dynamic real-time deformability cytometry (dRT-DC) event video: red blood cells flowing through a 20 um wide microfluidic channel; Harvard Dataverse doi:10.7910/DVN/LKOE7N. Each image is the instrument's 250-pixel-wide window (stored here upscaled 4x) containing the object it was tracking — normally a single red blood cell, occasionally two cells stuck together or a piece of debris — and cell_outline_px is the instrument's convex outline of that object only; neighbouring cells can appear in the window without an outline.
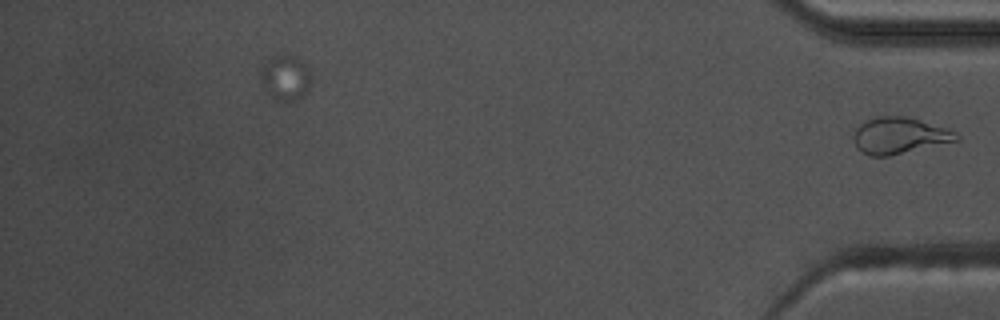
{"species": "common noctule bat (a hibernating species)", "species_latin": "Nyctalus noctula", "temperature_condition": "warm", "stored_images_in_passage": 41, "segment_of_instrument_passage": [2, 2], "camera_frame_rate_fps": 3000, "um_per_image_px": 0.085, "animal": {"sex": "male", "body_mass_g": 17.5, "forearm_length_mm": 52.3}, "frame": {"image": 1, "passage_image": 41, "time_ms": 13.333, "image_size_px": [1000, 320], "cell_outline_px": [[960, 140], [888, 156], [868, 156], [856, 148], [852, 136], [856, 128], [860, 124], [876, 116], [904, 116], [920, 120], [948, 128], [956, 132], [960, 136]], "centroid_in_image_um": [76.44, 11.53], "position_along_channel_um": 358.8, "area_um2": 21.91}}